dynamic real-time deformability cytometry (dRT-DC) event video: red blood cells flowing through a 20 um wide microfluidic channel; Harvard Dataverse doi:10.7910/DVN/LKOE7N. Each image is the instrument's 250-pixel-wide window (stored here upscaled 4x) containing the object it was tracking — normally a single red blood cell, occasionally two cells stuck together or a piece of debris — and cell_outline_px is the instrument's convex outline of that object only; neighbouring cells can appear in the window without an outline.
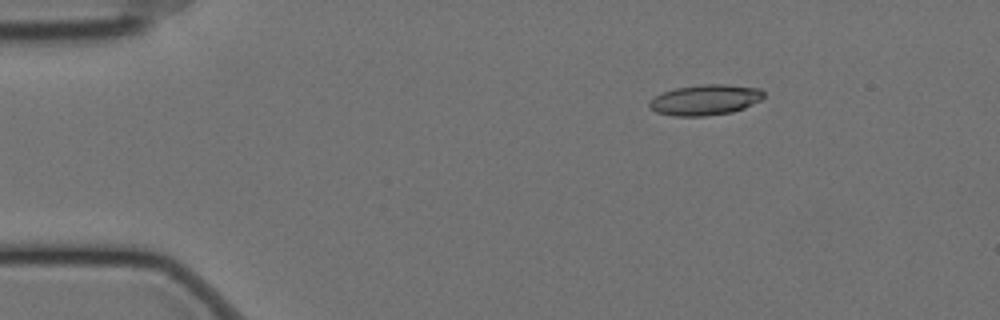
{"species": "Egyptian fruit bat (a non-hibernating species)", "species_latin": "Rousettus aegyptiacus", "temperature_condition": "cold", "stored_images_in_passage": 51, "camera_frame_rate_fps": 3000, "um_per_image_px": 0.085, "animal": {"sex": "female"}, "frame": {"image": 1, "passage_image": 2, "time_ms": 0.333, "image_size_px": [1000, 320], "cell_outline_px": [[764, 96], [760, 100], [744, 108], [732, 112], [704, 116], [672, 116], [656, 112], [648, 104], [648, 100], [664, 92], [676, 88], [700, 84], [728, 84], [760, 88], [764, 92]], "centroid_in_image_um": [59.95, 8.48], "position_along_channel_um": 25.1, "area_um2": 20.4}}
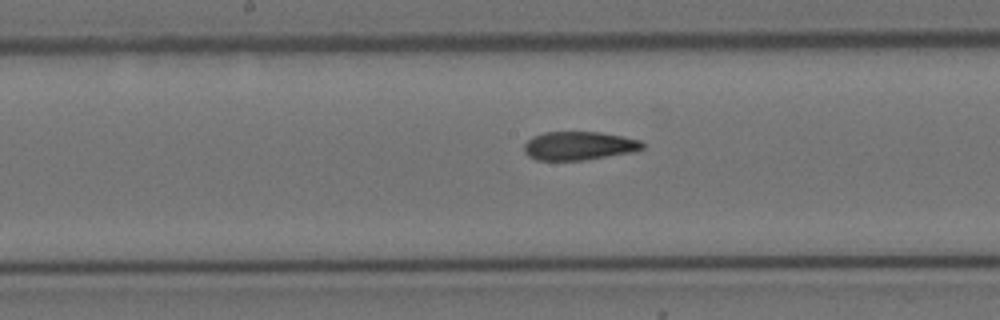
{"frame": {"image": 2, "passage_image": 23, "time_ms": 7.333, "image_size_px": [1000, 320], "cell_outline_px": [[644, 148], [632, 152], [584, 160], [536, 160], [528, 156], [524, 152], [524, 144], [532, 136], [544, 132], [600, 132], [624, 136], [640, 140], [644, 144]], "centroid_in_image_um": [49.2, 12.39], "position_along_channel_um": 199.0, "area_um2": 19.77}}
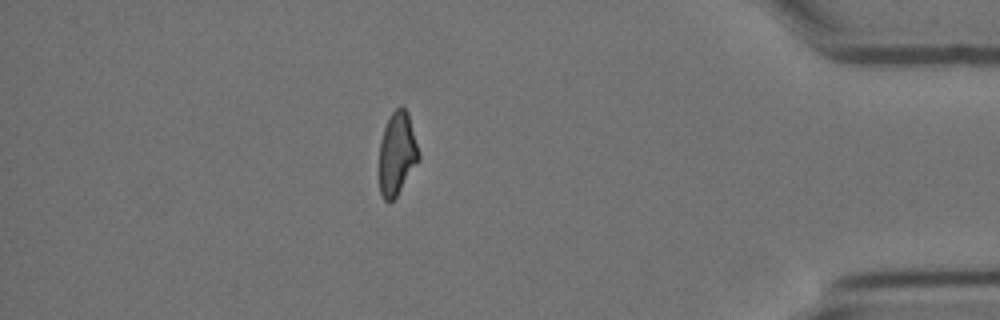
{"frame": {"image": 3, "passage_image": 44, "time_ms": 14.333, "image_size_px": [1000, 320], "cell_outline_px": [[420, 160], [396, 196], [388, 204], [384, 200], [380, 192], [380, 140], [384, 128], [392, 112], [400, 104], [408, 112], [420, 152]], "centroid_in_image_um": [33.77, 13.05], "position_along_channel_um": 401.4, "area_um2": 19.19}, "authors_computed_cell_mechanics": {"area_um2": 20.4034, "velocity_mm_per_s": 3.4681, "shape_relaxation_time_tau1_ms": null, "shape_relaxation_time_tau2_ms": 3.2507, "deformation_change_tau1": null, "deformation_change_tau2": 0.1166}}